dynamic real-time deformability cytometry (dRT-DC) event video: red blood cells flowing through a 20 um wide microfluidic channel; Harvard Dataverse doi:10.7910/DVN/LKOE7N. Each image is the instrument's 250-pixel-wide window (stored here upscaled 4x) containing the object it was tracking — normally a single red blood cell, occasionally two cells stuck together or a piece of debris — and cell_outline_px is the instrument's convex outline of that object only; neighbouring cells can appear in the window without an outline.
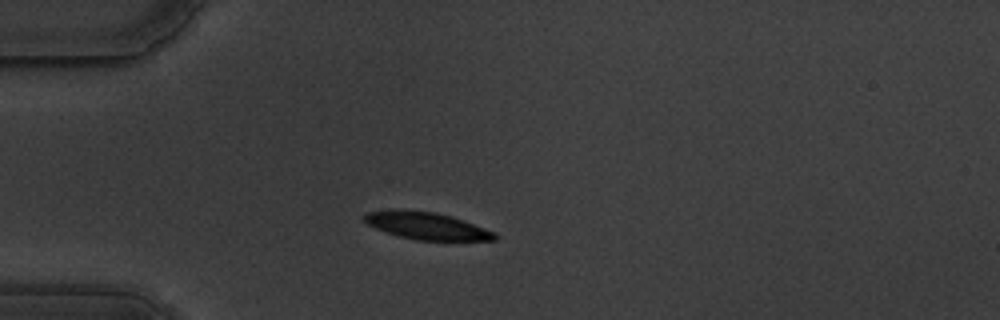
{"species": "common noctule bat (a hibernating species)", "species_latin": "Nyctalus noctula", "temperature_condition": "warm", "stored_images_in_passage": 43, "camera_frame_rate_fps": 3000, "um_per_image_px": 0.085, "animal": {"sex": "male", "body_mass_g": 19.5, "forearm_length_mm": 54.6}, "frame": {"image": 1, "passage_image": 1, "time_ms": 0.0, "image_size_px": [1000, 320], "cell_outline_px": [[496, 240], [416, 240], [400, 236], [376, 228], [368, 224], [364, 220], [364, 216], [368, 212], [392, 208], [396, 208], [436, 212], [452, 216], [496, 232]], "centroid_in_image_um": [36.26, 19.17], "position_along_channel_um": 48.7, "area_um2": 20.69}}
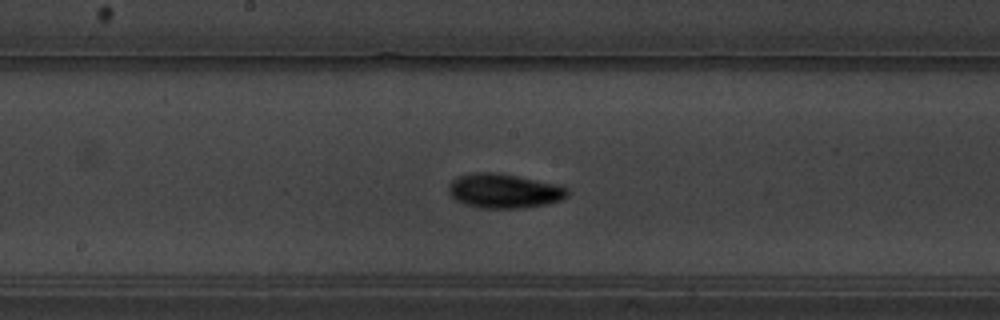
{"frame": {"image": 2, "passage_image": 16, "time_ms": 5.0, "image_size_px": [1000, 320], "cell_outline_px": [[568, 196], [560, 200], [544, 204], [524, 208], [480, 208], [464, 204], [456, 200], [448, 192], [448, 184], [456, 176], [472, 172], [496, 172], [560, 184], [568, 188]], "centroid_in_image_um": [42.82, 16.21], "position_along_channel_um": 205.4, "area_um2": 24.1}}
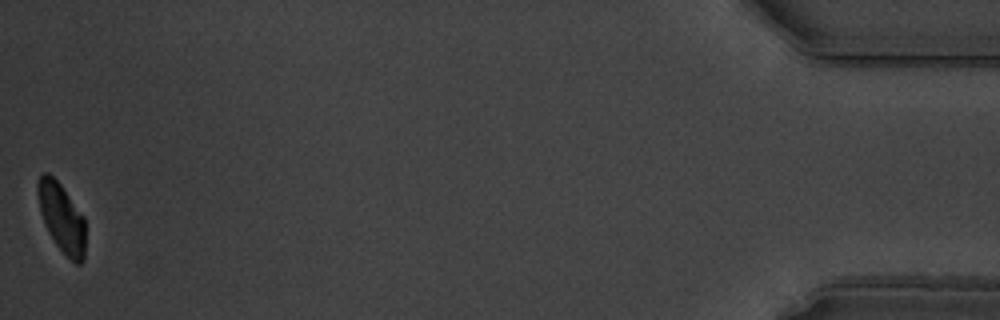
{"frame": {"image": 3, "passage_image": 43, "time_ms": 14.0, "image_size_px": [1000, 320], "cell_outline_px": [[84, 260], [80, 264], [76, 264], [56, 244], [48, 232], [44, 224], [40, 212], [36, 192], [36, 184], [40, 176], [44, 172], [48, 172], [60, 184], [84, 216]], "centroid_in_image_um": [5.21, 18.47], "position_along_channel_um": 430.0, "area_um2": 19.07}, "authors_computed_cell_mechanics": {"area_um2": 21.5016, "velocity_mm_per_s": 3.4902, "shape_relaxation_time_tau1_ms": 2.897, "shape_relaxation_time_tau2_ms": 5.0154, "deformation_change_tau1": 0.1274, "deformation_change_tau2": 0.0729}}